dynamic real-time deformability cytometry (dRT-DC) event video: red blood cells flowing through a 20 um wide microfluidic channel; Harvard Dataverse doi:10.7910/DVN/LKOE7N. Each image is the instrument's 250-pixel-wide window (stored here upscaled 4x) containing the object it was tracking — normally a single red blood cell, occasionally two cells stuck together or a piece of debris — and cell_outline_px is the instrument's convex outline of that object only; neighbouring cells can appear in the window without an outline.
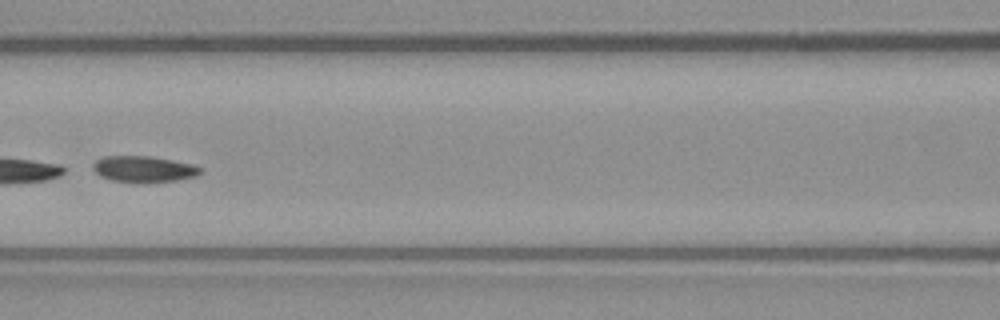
{"species": "common noctule bat (a hibernating species)", "species_latin": "Nyctalus noctula", "temperature_condition": "warm", "stored_images_in_passage": 48, "segment_of_instrument_passage": [2, 2], "camera_frame_rate_fps": 3000, "um_per_image_px": 0.085, "animal": {"sex": "male", "body_mass_g": 23.1, "forearm_length_mm": 52.7}, "frame": {"image": 1, "passage_image": 22, "time_ms": 7.0, "image_size_px": [1000, 320], "cell_outline_px": [[204, 168], [196, 176], [176, 180], [140, 184], [112, 180], [100, 176], [92, 168], [92, 164], [96, 160], [104, 156], [148, 156], [172, 160], [192, 164]], "centroid_in_image_um": [12.2, 14.39], "position_along_channel_um": 154.4, "area_um2": 16.59}}